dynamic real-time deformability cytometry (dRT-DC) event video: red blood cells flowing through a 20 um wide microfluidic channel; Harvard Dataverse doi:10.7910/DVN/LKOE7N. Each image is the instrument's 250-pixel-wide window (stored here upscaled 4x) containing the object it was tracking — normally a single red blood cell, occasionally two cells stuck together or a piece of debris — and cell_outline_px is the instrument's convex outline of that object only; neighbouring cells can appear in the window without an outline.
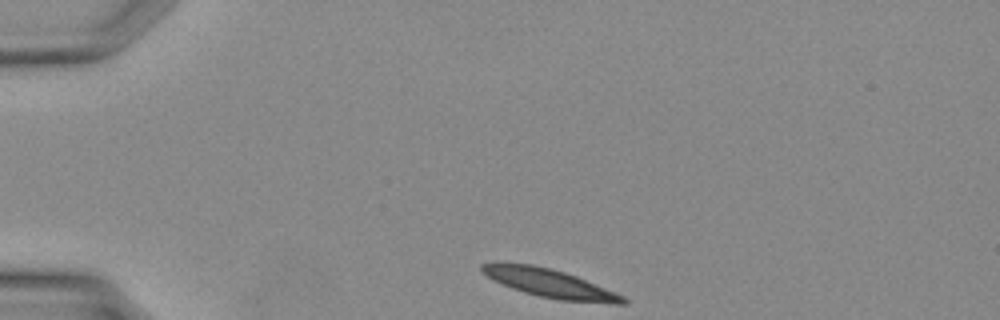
{"species": "Egyptian fruit bat (a non-hibernating species)", "species_latin": "Rousettus aegyptiacus", "temperature_condition": "warm", "stored_images_in_passage": 30, "camera_frame_rate_fps": 3000, "um_per_image_px": 0.085, "animal": {"sex": "female"}, "frame": {"image": 1, "passage_image": 1, "time_ms": 0.0, "image_size_px": [1000, 320], "cell_outline_px": [[628, 304], [612, 304], [560, 300], [540, 296], [524, 292], [512, 288], [480, 272], [480, 264], [492, 260], [500, 260], [532, 264], [564, 272], [576, 276], [616, 292], [624, 296], [628, 300]], "centroid_in_image_um": [46.69, 24.04], "position_along_channel_um": 38.3, "area_um2": 23.81}}
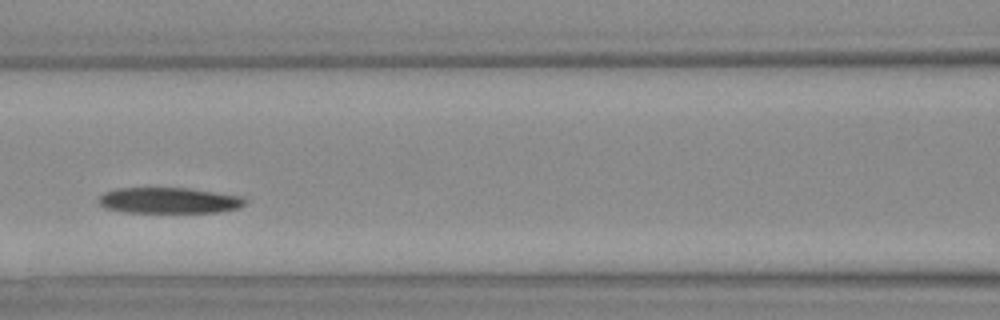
{"frame": {"image": 2, "passage_image": 10, "time_ms": 3.0, "image_size_px": [1000, 320], "cell_outline_px": [[244, 204], [240, 208], [220, 212], [124, 212], [104, 208], [96, 200], [104, 192], [116, 188], [184, 188], [240, 196], [244, 200]], "centroid_in_image_um": [14.29, 17.04], "position_along_channel_um": 152.3, "area_um2": 21.91}}
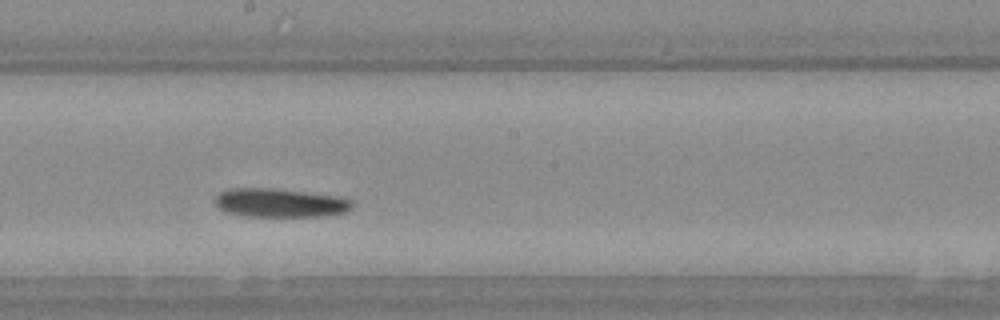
{"frame": {"image": 3, "passage_image": 14, "time_ms": 4.333, "image_size_px": [1000, 320], "cell_outline_px": [[356, 204], [348, 212], [328, 216], [248, 216], [224, 212], [216, 208], [212, 200], [220, 192], [228, 188], [272, 188], [340, 196], [352, 200]], "centroid_in_image_um": [23.81, 17.24], "position_along_channel_um": 224.4, "area_um2": 23.52}}